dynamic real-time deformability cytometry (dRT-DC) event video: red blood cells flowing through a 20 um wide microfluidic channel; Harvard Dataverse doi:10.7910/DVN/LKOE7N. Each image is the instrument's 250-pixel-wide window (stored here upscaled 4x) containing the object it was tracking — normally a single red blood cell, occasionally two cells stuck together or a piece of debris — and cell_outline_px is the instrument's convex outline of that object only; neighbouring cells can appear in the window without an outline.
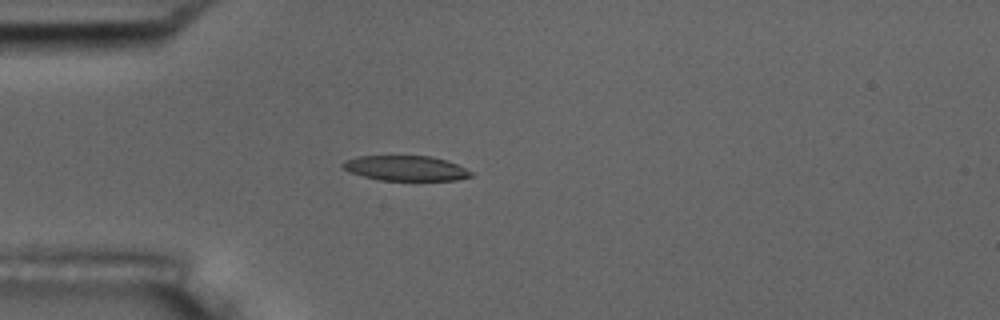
{"species": "common noctule bat (a hibernating species)", "species_latin": "Nyctalus noctula", "temperature_condition": "room temperature", "stored_images_in_passage": 8, "camera_frame_rate_fps": 3000, "um_per_image_px": 0.085, "animal": {"sex": "male", "body_mass_g": 17.5, "forearm_length_mm": 52.3}, "frame": {"image": 1, "passage_image": 4, "time_ms": 4.333, "image_size_px": [1000, 320], "cell_outline_px": [[472, 176], [456, 180], [380, 180], [348, 172], [340, 164], [344, 160], [360, 156], [432, 156], [456, 164], [472, 172]], "centroid_in_image_um": [34.45, 14.3], "position_along_channel_um": 50.6, "area_um2": 18.55}}
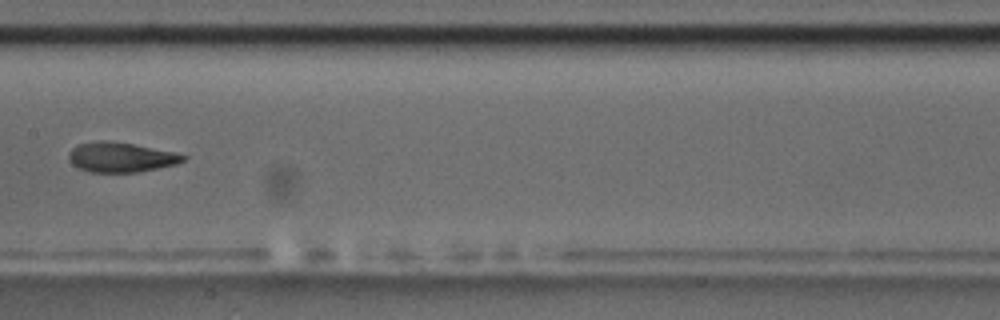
{"frame": {"image": 2, "passage_image": 8, "time_ms": 8.667, "image_size_px": [1000, 320], "cell_outline_px": [[188, 156], [184, 160], [176, 164], [136, 172], [88, 172], [72, 164], [68, 156], [68, 152], [72, 148], [80, 144], [100, 140], [104, 140], [132, 144], [172, 152]], "centroid_in_image_um": [10.23, 13.37], "position_along_channel_um": 197.2, "area_um2": 19.54}}